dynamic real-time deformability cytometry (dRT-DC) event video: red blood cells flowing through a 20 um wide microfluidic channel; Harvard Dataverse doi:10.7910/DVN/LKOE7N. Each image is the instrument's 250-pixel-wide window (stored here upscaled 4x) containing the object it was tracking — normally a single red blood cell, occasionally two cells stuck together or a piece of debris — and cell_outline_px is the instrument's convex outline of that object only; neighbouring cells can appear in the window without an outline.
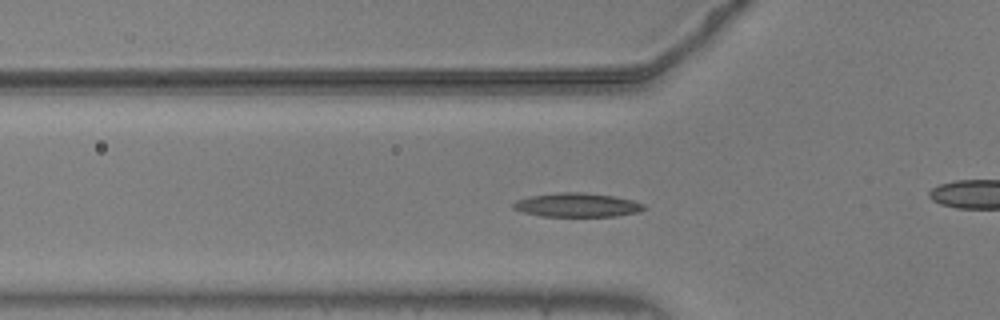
{"species": "common noctule bat (a hibernating species)", "species_latin": "Nyctalus noctula", "temperature_condition": "warm", "stored_images_in_passage": 56, "camera_frame_rate_fps": 3000, "um_per_image_px": 0.085, "animal": {"sex": "male", "body_mass_g": 20.5, "forearm_length_mm": 52.5}, "frame": {"image": 1, "passage_image": 18, "time_ms": 5.667, "image_size_px": [1000, 320], "cell_outline_px": [[648, 208], [640, 212], [616, 216], [540, 216], [524, 212], [512, 208], [512, 204], [516, 200], [528, 196], [560, 192], [584, 192], [612, 196], [632, 200], [644, 204]], "centroid_in_image_um": [49.06, 17.42], "position_along_channel_um": 76.7, "area_um2": 18.32}}
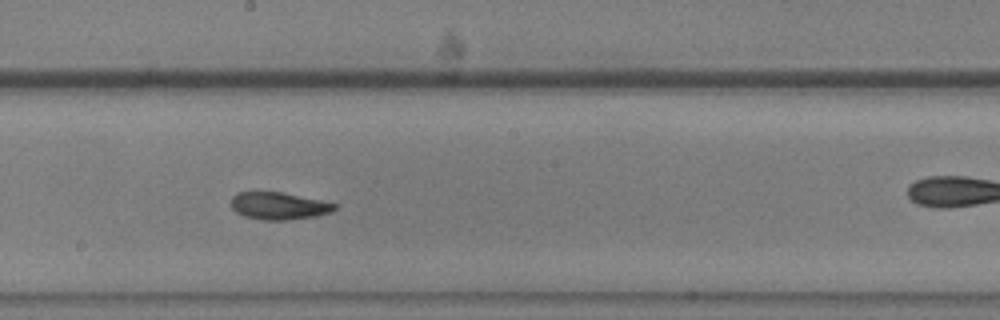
{"frame": {"image": 2, "passage_image": 30, "time_ms": 9.667, "image_size_px": [1000, 320], "cell_outline_px": [[336, 208], [332, 212], [316, 216], [288, 220], [264, 220], [244, 216], [236, 212], [232, 208], [232, 196], [236, 192], [256, 188], [280, 192], [320, 200], [336, 204]], "centroid_in_image_um": [23.62, 17.46], "position_along_channel_um": 224.6, "area_um2": 16.99}}
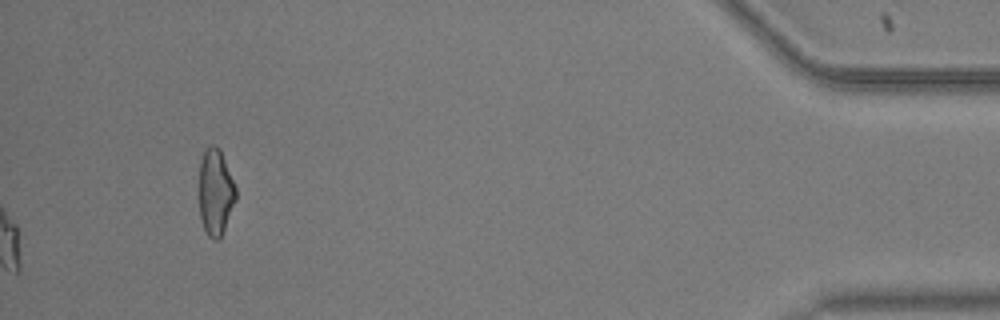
{"frame": {"image": 3, "passage_image": 56, "time_ms": 18.333, "image_size_px": [1000, 320], "cell_outline_px": [[236, 200], [220, 240], [212, 240], [208, 236], [200, 220], [200, 160], [204, 152], [212, 144], [220, 148], [236, 188]], "centroid_in_image_um": [18.33, 16.37], "position_along_channel_um": 416.9, "area_um2": 18.44}, "authors_computed_cell_mechanics": {"area_um2": 16.9643, "velocity_mm_per_s": 3.6609, "shape_relaxation_time_tau1_ms": 4.8208, "shape_relaxation_time_tau2_ms": 3.5798, "deformation_change_tau1": 0.1752, "deformation_change_tau2": 0.0707}}